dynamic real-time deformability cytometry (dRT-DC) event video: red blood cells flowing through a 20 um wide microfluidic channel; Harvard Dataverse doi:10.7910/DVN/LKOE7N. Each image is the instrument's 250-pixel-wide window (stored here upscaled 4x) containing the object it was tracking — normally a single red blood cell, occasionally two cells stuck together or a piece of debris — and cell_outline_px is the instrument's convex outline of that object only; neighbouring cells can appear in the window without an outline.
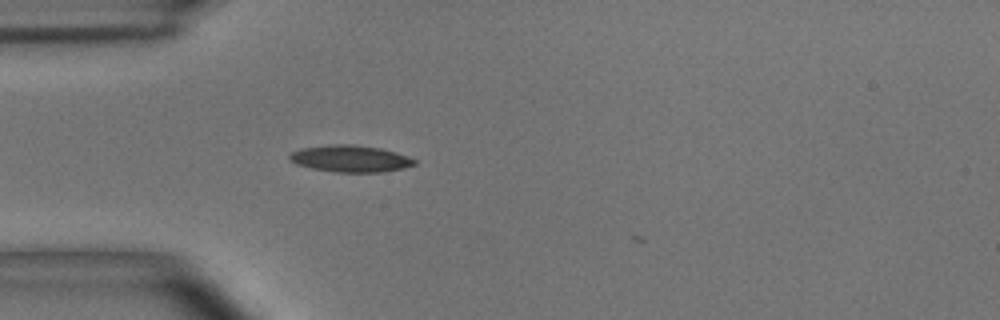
{"species": "common noctule bat (a hibernating species)", "species_latin": "Nyctalus noctula", "temperature_condition": "room temperature", "stored_images_in_passage": 7, "camera_frame_rate_fps": 3000, "um_per_image_px": 0.085, "animal": {"sex": "male", "body_mass_g": 15.6}, "frame": {"image": 1, "passage_image": 2, "time_ms": 0.333, "image_size_px": [1000, 320], "cell_outline_px": [[416, 164], [404, 168], [384, 172], [332, 172], [312, 168], [296, 164], [288, 156], [292, 152], [300, 148], [328, 144], [356, 144], [380, 148], [396, 152], [408, 156], [416, 160]], "centroid_in_image_um": [29.8, 13.48], "position_along_channel_um": 55.2, "area_um2": 19.65}}
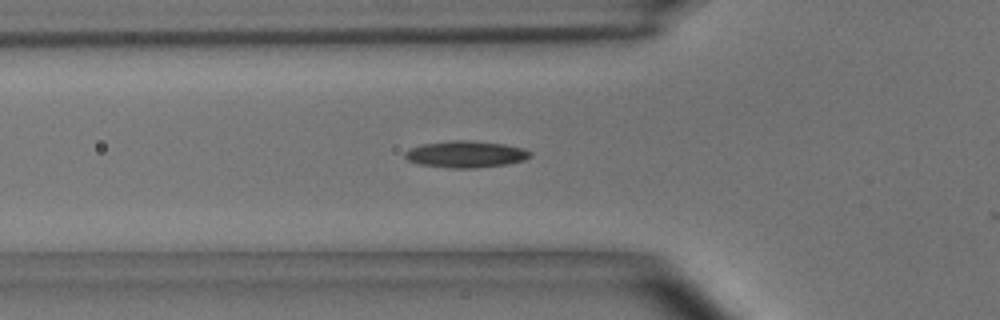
{"frame": {"image": 2, "passage_image": 5, "time_ms": 1.333, "image_size_px": [1000, 320], "cell_outline_px": [[532, 156], [524, 160], [508, 164], [476, 168], [448, 168], [420, 164], [408, 160], [404, 156], [404, 152], [420, 144], [448, 140], [468, 140], [504, 144], [524, 148], [532, 152]], "centroid_in_image_um": [39.61, 13.1], "position_along_channel_um": 86.2, "area_um2": 19.65}}